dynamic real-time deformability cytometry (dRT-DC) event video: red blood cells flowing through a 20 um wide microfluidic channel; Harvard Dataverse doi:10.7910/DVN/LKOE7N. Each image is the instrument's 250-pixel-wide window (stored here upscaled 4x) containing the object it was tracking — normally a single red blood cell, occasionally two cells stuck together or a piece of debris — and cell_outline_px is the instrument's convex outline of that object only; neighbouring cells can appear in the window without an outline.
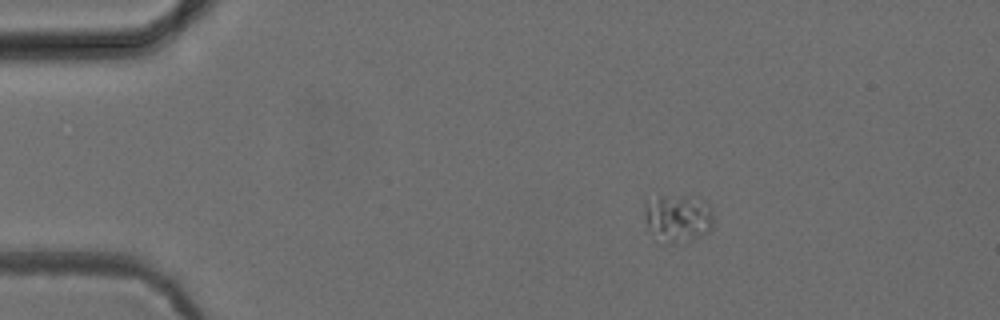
{"species": "common noctule bat (a hibernating species)", "species_latin": "Nyctalus noctula", "temperature_condition": "cold", "stored_images_in_passage": 44, "camera_frame_rate_fps": 3000, "um_per_image_px": 0.085, "animal": {"sex": "female", "body_mass_g": 24.6, "forearm_length_mm": 56.2}, "frame": {"image": 1, "passage_image": 1, "time_ms": 0.0, "image_size_px": [1000, 320], "cell_outline_px": [[712, 228], [708, 232], [688, 240], [664, 244], [652, 240], [648, 232], [644, 216], [644, 200], [660, 196], [684, 196], [704, 200], [712, 208]], "centroid_in_image_um": [57.53, 18.56], "position_along_channel_um": 27.5, "area_um2": 19.71}}
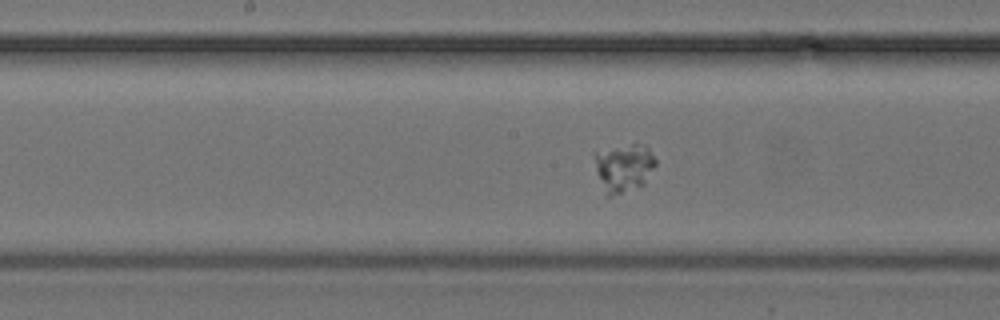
{"frame": {"image": 2, "passage_image": 19, "time_ms": 6.0, "image_size_px": [1000, 320], "cell_outline_px": [[656, 164], [644, 184], [608, 196], [604, 196], [596, 172], [592, 152], [632, 144], [648, 144], [656, 160]], "centroid_in_image_um": [53.0, 14.22], "position_along_channel_um": 195.2, "area_um2": 17.28}}
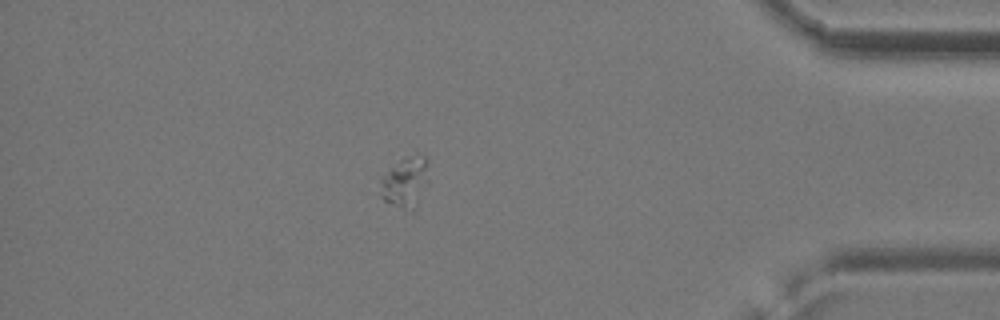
{"frame": {"image": 3, "passage_image": 38, "time_ms": 12.333, "image_size_px": [1000, 320], "cell_outline_px": [[428, 184], [416, 212], [412, 212], [392, 204], [384, 200], [380, 196], [380, 180], [388, 168], [404, 156], [416, 152], [424, 156], [428, 160]], "centroid_in_image_um": [34.49, 15.47], "position_along_channel_um": 400.7, "area_um2": 15.14}}